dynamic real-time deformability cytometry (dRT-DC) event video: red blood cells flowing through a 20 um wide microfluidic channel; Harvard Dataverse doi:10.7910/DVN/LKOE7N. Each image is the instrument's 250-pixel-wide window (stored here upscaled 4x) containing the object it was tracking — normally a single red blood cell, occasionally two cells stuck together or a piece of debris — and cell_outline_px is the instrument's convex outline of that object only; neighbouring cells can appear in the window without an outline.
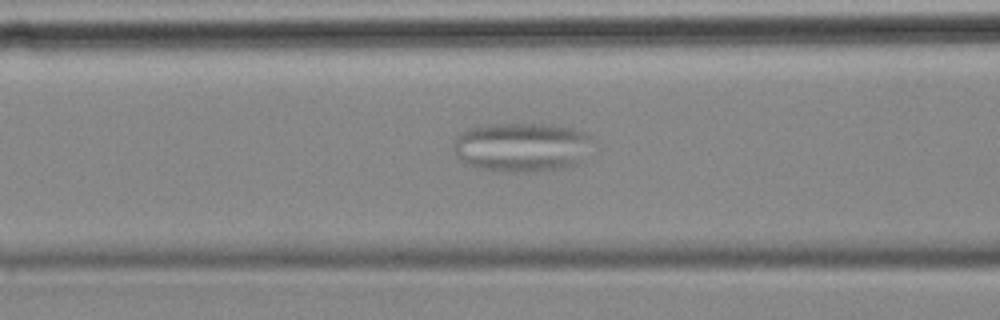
{"species": "common noctule bat (a hibernating species)", "species_latin": "Nyctalus noctula", "temperature_condition": "cold", "stored_images_in_passage": 60, "segment_of_instrument_passage": [2, 2], "camera_frame_rate_fps": 3000, "um_per_image_px": 0.085, "animal": {"sex": "female", "body_mass_g": 18.4}, "frame": {"image": 1, "passage_image": 24, "time_ms": 7.667, "image_size_px": [1000, 320], "cell_outline_px": [[592, 140], [584, 160], [568, 168], [524, 172], [504, 172], [484, 168], [472, 164], [456, 156], [452, 148], [460, 132], [468, 128], [492, 124], [548, 124], [572, 128], [584, 132], [592, 136]], "centroid_in_image_um": [44.4, 12.5], "position_along_channel_um": 122.2, "area_um2": 39.88}}
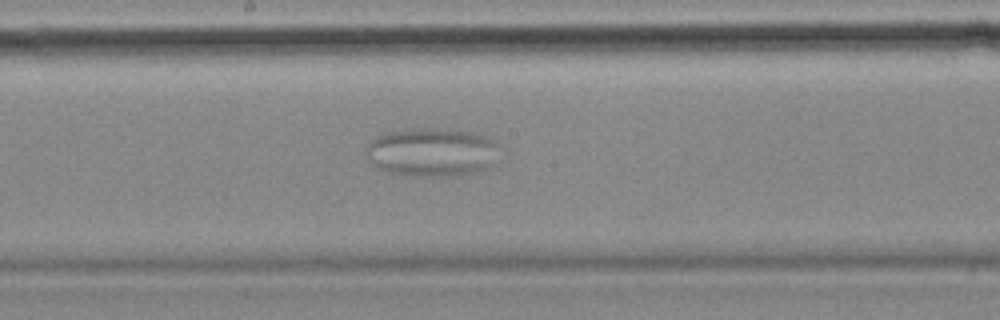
{"frame": {"image": 2, "passage_image": 32, "time_ms": 10.333, "image_size_px": [1000, 320], "cell_outline_px": [[500, 144], [492, 164], [488, 168], [456, 176], [420, 176], [392, 172], [380, 168], [368, 160], [364, 156], [368, 144], [376, 136], [388, 132], [412, 128], [448, 128], [472, 132], [484, 136]], "centroid_in_image_um": [36.71, 12.91], "position_along_channel_um": 211.5, "area_um2": 37.74}}